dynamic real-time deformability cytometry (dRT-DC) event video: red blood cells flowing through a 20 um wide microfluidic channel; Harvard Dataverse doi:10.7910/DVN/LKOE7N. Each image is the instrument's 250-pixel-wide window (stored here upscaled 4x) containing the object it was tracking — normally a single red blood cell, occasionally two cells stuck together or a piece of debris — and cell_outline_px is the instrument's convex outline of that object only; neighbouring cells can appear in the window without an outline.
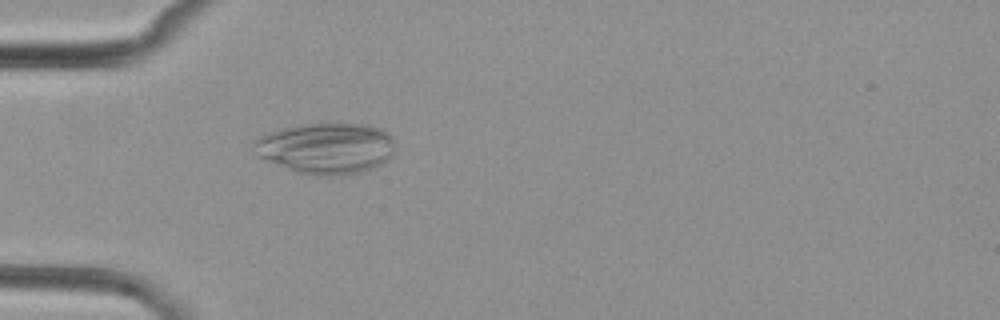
{"species": "common noctule bat (a hibernating species)", "species_latin": "Nyctalus noctula", "temperature_condition": "cold", "stored_images_in_passage": 4, "camera_frame_rate_fps": 3000, "um_per_image_px": 0.085, "animal": {"sex": "female", "body_mass_g": 29.2, "forearm_length_mm": 56.3}, "frame": {"image": 1, "passage_image": 4, "time_ms": 4.667, "image_size_px": [1000, 320], "cell_outline_px": [[392, 156], [388, 160], [372, 168], [356, 172], [328, 176], [320, 176], [296, 172], [256, 156], [252, 144], [252, 140], [268, 132], [280, 128], [300, 124], [368, 124], [380, 128], [388, 132], [392, 136]], "centroid_in_image_um": [27.67, 12.58], "position_along_channel_um": 57.3, "area_um2": 42.02}}